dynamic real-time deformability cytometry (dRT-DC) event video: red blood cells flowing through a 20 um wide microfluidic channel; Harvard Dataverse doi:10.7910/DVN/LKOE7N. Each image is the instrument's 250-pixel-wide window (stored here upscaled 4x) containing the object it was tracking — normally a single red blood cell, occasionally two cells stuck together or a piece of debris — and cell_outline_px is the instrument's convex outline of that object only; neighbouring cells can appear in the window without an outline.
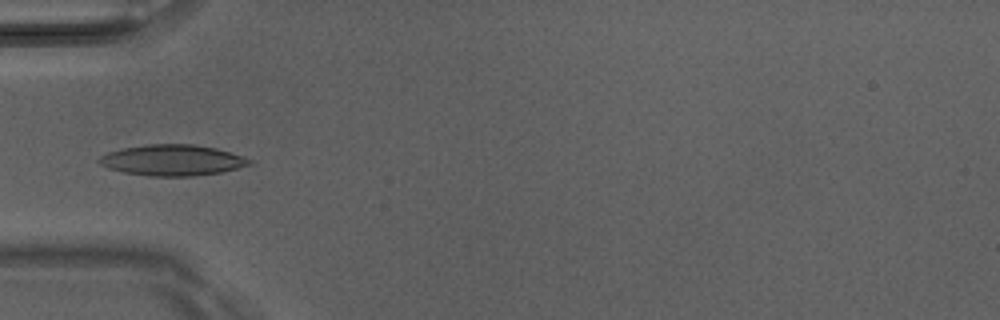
{"species": "Egyptian fruit bat (a non-hibernating species)", "species_latin": "Rousettus aegyptiacus", "temperature_condition": "room temperature", "stored_images_in_passage": 4, "camera_frame_rate_fps": 3000, "um_per_image_px": 0.085, "animal": {"sex": "male"}, "frame": {"image": 1, "passage_image": 4, "time_ms": 1.0, "image_size_px": [1000, 320], "cell_outline_px": [[252, 164], [220, 172], [196, 176], [148, 176], [124, 172], [108, 168], [100, 164], [96, 160], [100, 156], [108, 152], [124, 148], [148, 144], [192, 144], [216, 148], [252, 160]], "centroid_in_image_um": [14.61, 13.62], "position_along_channel_um": 70.4, "area_um2": 26.88}}